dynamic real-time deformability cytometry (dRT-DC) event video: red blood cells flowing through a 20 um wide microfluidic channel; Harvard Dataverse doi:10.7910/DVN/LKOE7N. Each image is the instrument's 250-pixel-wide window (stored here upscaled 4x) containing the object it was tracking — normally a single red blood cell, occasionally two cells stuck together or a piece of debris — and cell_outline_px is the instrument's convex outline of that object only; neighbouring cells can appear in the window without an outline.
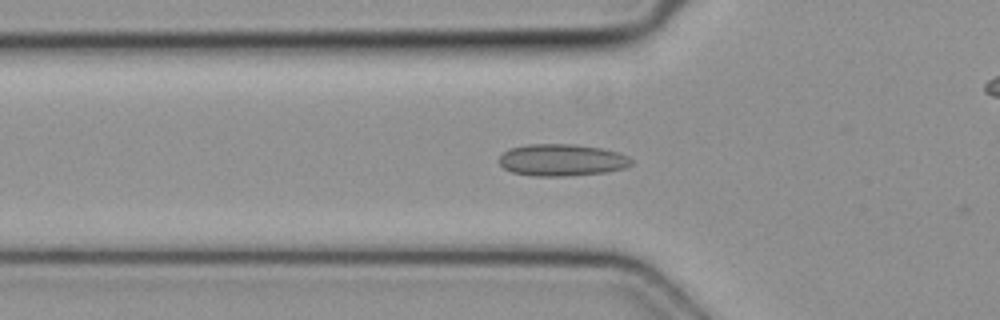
{"species": "common noctule bat (a hibernating species)", "species_latin": "Nyctalus noctula", "temperature_condition": "cold", "stored_images_in_passage": 50, "camera_frame_rate_fps": 3000, "um_per_image_px": 0.085, "animal": {"sex": "female", "body_mass_g": 19.3, "forearm_length_mm": 54.1}, "frame": {"image": 1, "passage_image": 17, "time_ms": 5.333, "image_size_px": [1000, 320], "cell_outline_px": [[632, 164], [624, 168], [604, 172], [564, 176], [536, 176], [512, 172], [504, 168], [500, 164], [500, 156], [508, 148], [528, 144], [576, 144], [600, 148], [616, 152], [628, 156], [632, 160]], "centroid_in_image_um": [47.74, 13.59], "position_along_channel_um": 78.1, "area_um2": 24.45}}
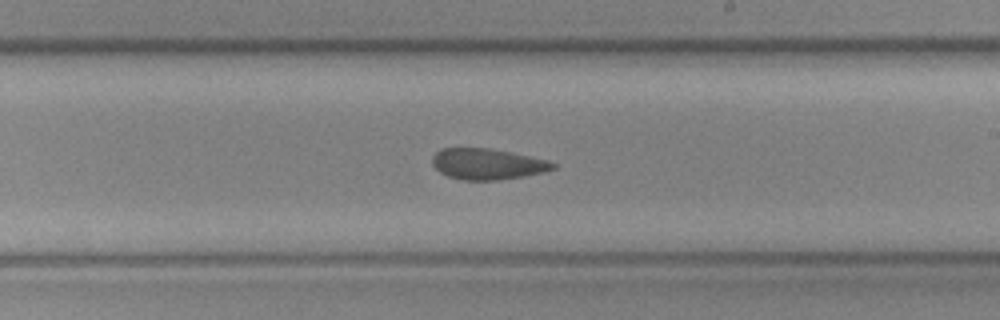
{"frame": {"image": 2, "passage_image": 29, "time_ms": 9.333, "image_size_px": [1000, 320], "cell_outline_px": [[556, 168], [544, 172], [496, 180], [464, 180], [448, 176], [440, 172], [432, 164], [432, 156], [440, 148], [488, 148], [548, 160], [556, 164]], "centroid_in_image_um": [41.4, 13.94], "position_along_channel_um": 247.6, "area_um2": 21.5}}
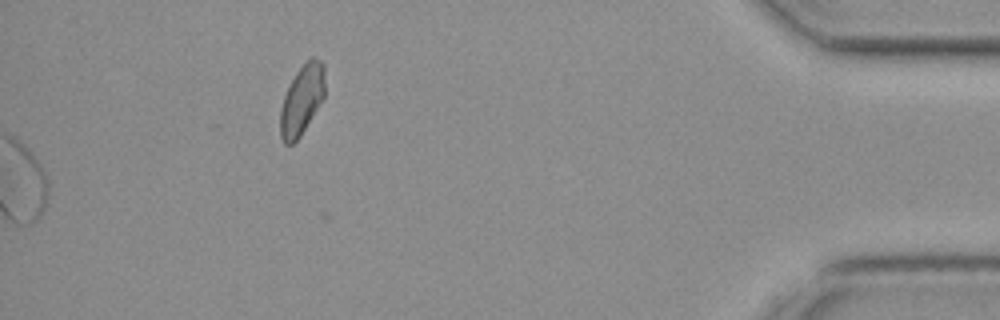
{"frame": {"image": 3, "passage_image": 50, "time_ms": 16.333, "image_size_px": [1000, 320], "cell_outline_px": [[324, 100], [300, 136], [292, 144], [284, 144], [280, 136], [280, 108], [284, 96], [296, 72], [312, 56], [316, 56], [324, 64]], "centroid_in_image_um": [25.67, 8.5], "position_along_channel_um": 409.5, "area_um2": 18.21}}